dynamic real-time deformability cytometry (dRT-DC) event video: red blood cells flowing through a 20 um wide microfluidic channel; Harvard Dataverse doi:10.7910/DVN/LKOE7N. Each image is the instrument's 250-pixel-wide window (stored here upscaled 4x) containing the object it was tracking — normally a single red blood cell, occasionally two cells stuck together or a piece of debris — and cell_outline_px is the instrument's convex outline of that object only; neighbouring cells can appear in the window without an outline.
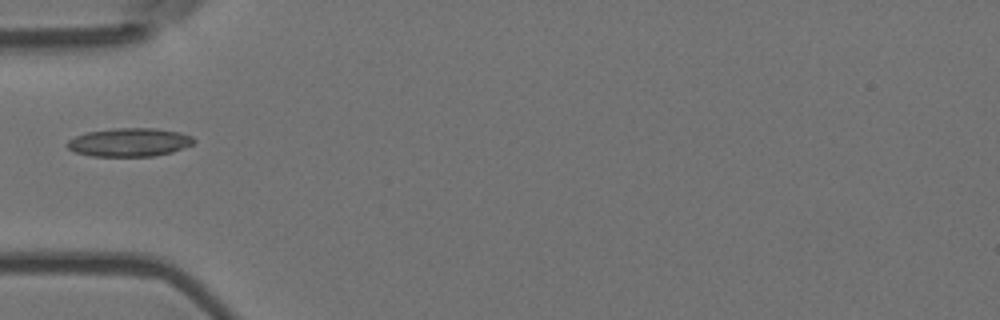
{"species": "Egyptian fruit bat (a non-hibernating species)", "species_latin": "Rousettus aegyptiacus", "temperature_condition": "room temperature", "stored_images_in_passage": 10, "camera_frame_rate_fps": 3000, "um_per_image_px": 0.085, "animal": {"sex": "female"}, "frame": {"image": 1, "passage_image": 1, "time_ms": 0.0, "image_size_px": [1000, 320], "cell_outline_px": [[196, 140], [192, 144], [172, 152], [152, 156], [92, 156], [76, 152], [68, 148], [64, 144], [68, 140], [76, 136], [88, 132], [112, 128], [156, 128], [180, 132], [192, 136]], "centroid_in_image_um": [10.99, 12.09], "position_along_channel_um": 74.0, "area_um2": 20.98}}
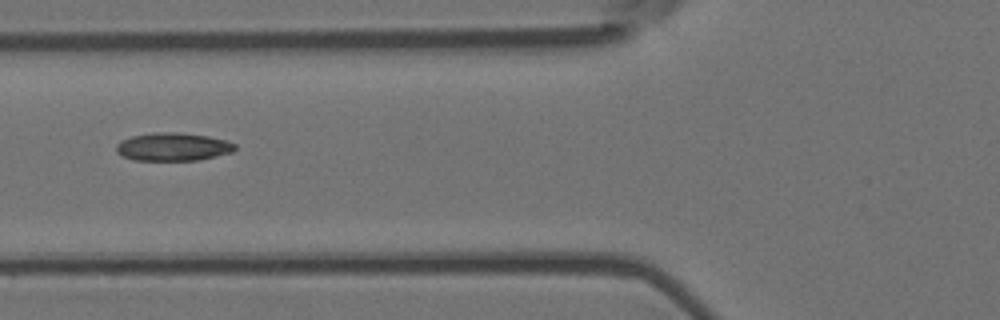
{"frame": {"image": 2, "passage_image": 4, "time_ms": 1.0, "image_size_px": [1000, 320], "cell_outline_px": [[236, 148], [232, 152], [216, 156], [196, 160], [132, 160], [116, 152], [116, 144], [120, 140], [132, 136], [152, 132], [176, 132], [208, 136], [224, 140], [236, 144]], "centroid_in_image_um": [14.67, 12.47], "position_along_channel_um": 111.1, "area_um2": 19.42}}
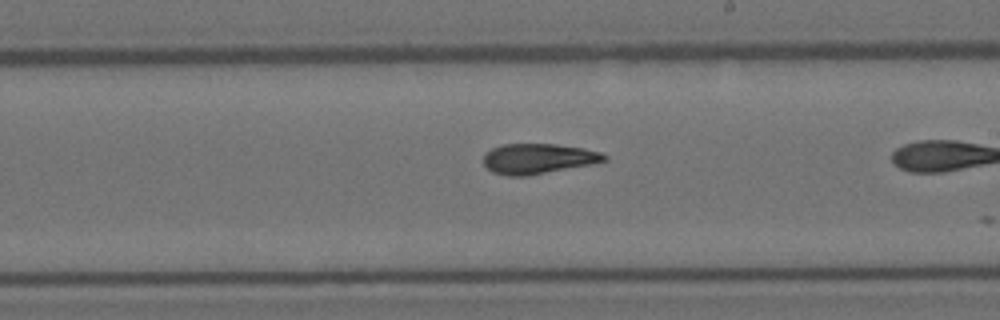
{"frame": {"image": 3, "passage_image": 9, "time_ms": 2.667, "image_size_px": [1000, 320], "cell_outline_px": [[608, 160], [588, 164], [524, 176], [508, 176], [492, 172], [484, 164], [484, 152], [500, 144], [556, 144], [584, 148], [600, 152], [608, 156]], "centroid_in_image_um": [45.7, 13.47], "position_along_channel_um": 243.3, "area_um2": 21.04}}